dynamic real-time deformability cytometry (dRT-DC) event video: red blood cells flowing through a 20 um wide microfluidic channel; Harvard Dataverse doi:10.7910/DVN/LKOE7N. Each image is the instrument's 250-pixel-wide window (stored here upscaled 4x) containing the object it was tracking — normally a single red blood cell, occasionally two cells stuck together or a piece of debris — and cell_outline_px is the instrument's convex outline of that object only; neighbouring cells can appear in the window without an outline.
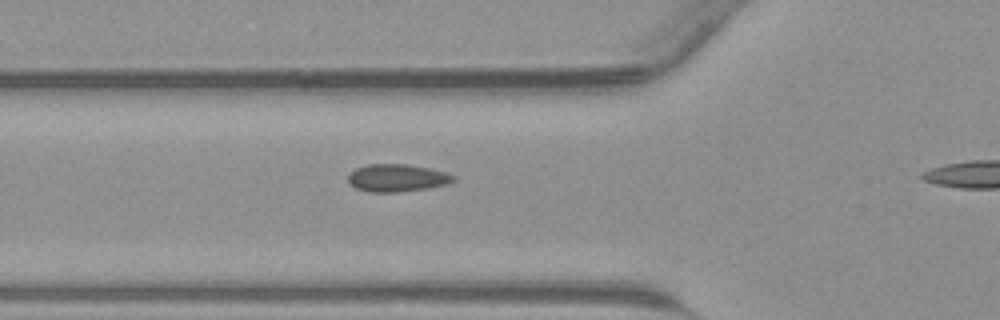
{"species": "common noctule bat (a hibernating species)", "species_latin": "Nyctalus noctula", "temperature_condition": "warm", "stored_images_in_passage": 26, "camera_frame_rate_fps": 3000, "um_per_image_px": 0.085, "animal": {"sex": "male", "body_mass_g": 23.1, "forearm_length_mm": 52.7}, "frame": {"image": 1, "passage_image": 4, "time_ms": 1.0, "image_size_px": [1000, 320], "cell_outline_px": [[456, 180], [448, 184], [428, 188], [400, 192], [368, 192], [356, 188], [348, 184], [348, 176], [356, 168], [368, 164], [408, 164], [428, 168], [444, 172], [456, 176]], "centroid_in_image_um": [33.75, 15.13], "position_along_channel_um": 92.1, "area_um2": 16.99}}
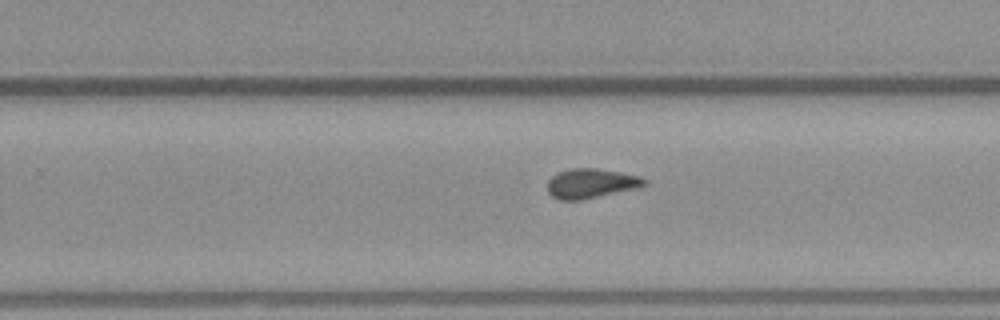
{"frame": {"image": 2, "passage_image": 16, "time_ms": 5.0, "image_size_px": [1000, 320], "cell_outline_px": [[648, 180], [644, 184], [636, 188], [580, 200], [560, 200], [552, 196], [548, 192], [548, 180], [552, 176], [560, 172], [572, 168], [596, 168], [620, 172], [640, 176]], "centroid_in_image_um": [50.22, 15.58], "position_along_channel_um": 279.6, "area_um2": 16.47}}
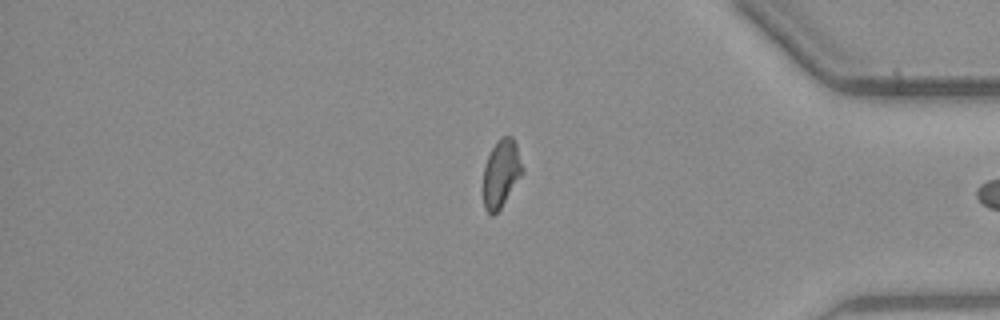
{"frame": {"image": 3, "passage_image": 25, "time_ms": 8.0, "image_size_px": [1000, 320], "cell_outline_px": [[524, 172], [500, 208], [492, 216], [484, 208], [484, 168], [488, 156], [496, 140], [500, 136], [512, 136], [516, 144], [524, 168]], "centroid_in_image_um": [42.62, 14.7], "position_along_channel_um": 392.6, "area_um2": 15.37}}